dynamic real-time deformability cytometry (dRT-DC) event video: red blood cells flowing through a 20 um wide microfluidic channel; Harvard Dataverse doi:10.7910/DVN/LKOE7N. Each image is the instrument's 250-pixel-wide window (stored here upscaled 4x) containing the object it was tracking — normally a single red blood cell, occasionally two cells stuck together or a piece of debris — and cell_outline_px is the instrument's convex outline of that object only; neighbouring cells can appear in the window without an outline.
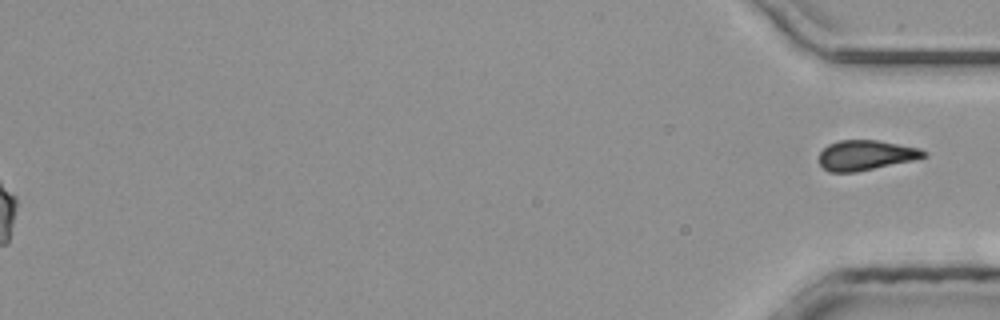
{"species": "common noctule bat (a hibernating species)", "species_latin": "Nyctalus noctula", "temperature_condition": "room temperature", "stored_images_in_passage": 44, "segment_of_instrument_passage": [2, 2], "camera_frame_rate_fps": 3000, "um_per_image_px": 0.085, "animal": {"sex": "male", "body_mass_g": 20.4}, "frame": {"image": 1, "passage_image": 44, "time_ms": 14.333, "image_size_px": [1000, 320], "cell_outline_px": [[928, 156], [912, 160], [856, 172], [828, 172], [820, 164], [820, 152], [828, 144], [840, 140], [876, 140], [920, 148], [928, 152]], "centroid_in_image_um": [73.6, 13.19], "position_along_channel_um": 361.6, "area_um2": 18.21}}